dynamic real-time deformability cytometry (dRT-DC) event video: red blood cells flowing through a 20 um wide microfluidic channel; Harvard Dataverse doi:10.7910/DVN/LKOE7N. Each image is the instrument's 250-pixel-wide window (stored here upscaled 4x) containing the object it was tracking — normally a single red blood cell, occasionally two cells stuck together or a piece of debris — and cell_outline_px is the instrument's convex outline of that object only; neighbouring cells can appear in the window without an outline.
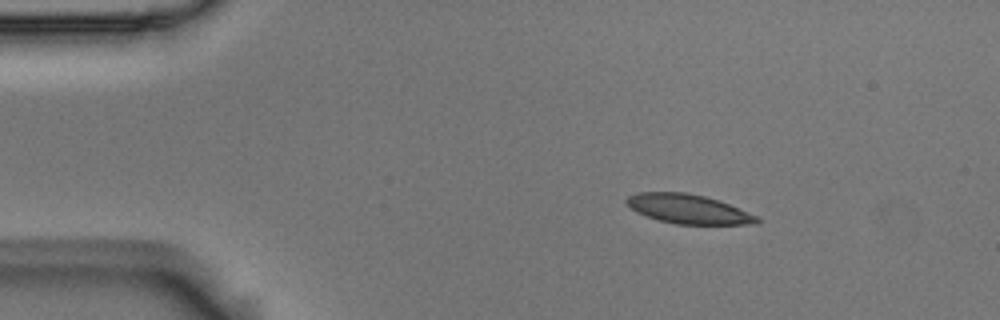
{"species": "Egyptian fruit bat (a non-hibernating species)", "species_latin": "Rousettus aegyptiacus", "temperature_condition": "room temperature", "stored_images_in_passage": 47, "camera_frame_rate_fps": 3000, "um_per_image_px": 0.085, "animal": {"sex": "male"}, "frame": {"image": 1, "passage_image": 1, "time_ms": 0.0, "image_size_px": [1000, 320], "cell_outline_px": [[760, 220], [756, 224], [676, 224], [660, 220], [636, 212], [624, 200], [628, 196], [640, 192], [684, 192], [704, 196], [728, 204], [760, 216]], "centroid_in_image_um": [58.53, 17.77], "position_along_channel_um": 26.5, "area_um2": 22.02}}
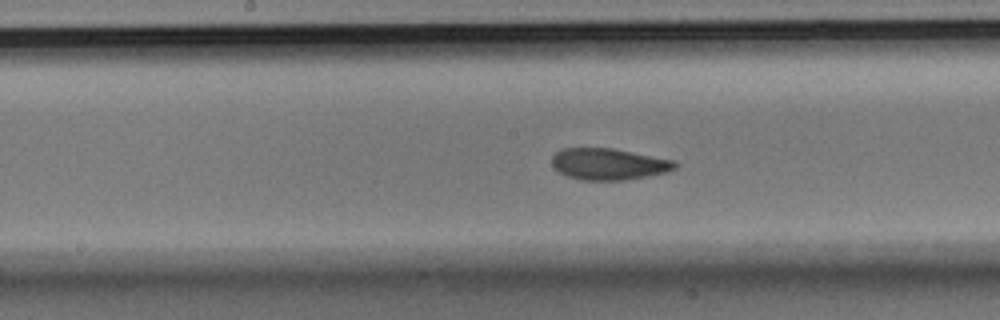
{"frame": {"image": 2, "passage_image": 20, "time_ms": 6.333, "image_size_px": [1000, 320], "cell_outline_px": [[680, 164], [676, 168], [664, 172], [648, 176], [624, 180], [580, 180], [568, 176], [560, 172], [552, 164], [552, 156], [560, 148], [612, 148], [676, 160]], "centroid_in_image_um": [51.76, 13.94], "position_along_channel_um": 196.4, "area_um2": 22.66}}
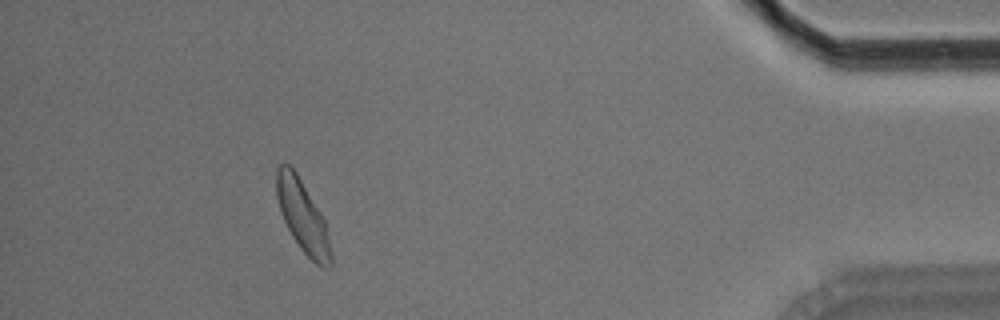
{"frame": {"image": 3, "passage_image": 42, "time_ms": 13.667, "image_size_px": [1000, 320], "cell_outline_px": [[332, 268], [324, 268], [316, 264], [300, 248], [292, 236], [284, 220], [276, 196], [276, 168], [280, 164], [288, 164], [296, 172], [320, 212], [324, 220], [332, 256]], "centroid_in_image_um": [25.72, 18.41], "position_along_channel_um": 409.5, "area_um2": 22.37}, "authors_computed_cell_mechanics": {"area_um2": 22.9466, "velocity_mm_per_s": 3.6658, "shape_relaxation_time_tau1_ms": 4.4897, "shape_relaxation_time_tau2_ms": 1.5777, "deformation_change_tau1": 0.1413, "deformation_change_tau2": 0.0504}}